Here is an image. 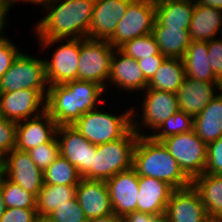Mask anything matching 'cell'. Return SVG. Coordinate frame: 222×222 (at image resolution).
<instances>
[{
  "label": "cell",
  "mask_w": 222,
  "mask_h": 222,
  "mask_svg": "<svg viewBox=\"0 0 222 222\" xmlns=\"http://www.w3.org/2000/svg\"><path fill=\"white\" fill-rule=\"evenodd\" d=\"M95 0H50L33 27L37 39L87 38Z\"/></svg>",
  "instance_id": "obj_1"
},
{
  "label": "cell",
  "mask_w": 222,
  "mask_h": 222,
  "mask_svg": "<svg viewBox=\"0 0 222 222\" xmlns=\"http://www.w3.org/2000/svg\"><path fill=\"white\" fill-rule=\"evenodd\" d=\"M106 89L92 81L74 80L51 85L46 98V111L56 124L73 125L83 114L105 103Z\"/></svg>",
  "instance_id": "obj_2"
},
{
  "label": "cell",
  "mask_w": 222,
  "mask_h": 222,
  "mask_svg": "<svg viewBox=\"0 0 222 222\" xmlns=\"http://www.w3.org/2000/svg\"><path fill=\"white\" fill-rule=\"evenodd\" d=\"M133 168L138 176L165 181L174 189L192 185V180L183 172L164 144L151 136H138L133 153Z\"/></svg>",
  "instance_id": "obj_3"
},
{
  "label": "cell",
  "mask_w": 222,
  "mask_h": 222,
  "mask_svg": "<svg viewBox=\"0 0 222 222\" xmlns=\"http://www.w3.org/2000/svg\"><path fill=\"white\" fill-rule=\"evenodd\" d=\"M132 106L118 115L100 107L83 114L72 126L93 145L122 138L132 128Z\"/></svg>",
  "instance_id": "obj_4"
},
{
  "label": "cell",
  "mask_w": 222,
  "mask_h": 222,
  "mask_svg": "<svg viewBox=\"0 0 222 222\" xmlns=\"http://www.w3.org/2000/svg\"><path fill=\"white\" fill-rule=\"evenodd\" d=\"M138 135L131 128L122 138L96 145L91 180H107L133 167V153Z\"/></svg>",
  "instance_id": "obj_5"
},
{
  "label": "cell",
  "mask_w": 222,
  "mask_h": 222,
  "mask_svg": "<svg viewBox=\"0 0 222 222\" xmlns=\"http://www.w3.org/2000/svg\"><path fill=\"white\" fill-rule=\"evenodd\" d=\"M49 86L44 59L21 51L1 77L0 93L34 89L46 99Z\"/></svg>",
  "instance_id": "obj_6"
},
{
  "label": "cell",
  "mask_w": 222,
  "mask_h": 222,
  "mask_svg": "<svg viewBox=\"0 0 222 222\" xmlns=\"http://www.w3.org/2000/svg\"><path fill=\"white\" fill-rule=\"evenodd\" d=\"M141 94H144V99L141 97L142 101H140L141 115L135 114L137 111H135V107H132V128L138 136H150L179 110L177 96L174 92L151 88H146ZM147 129L151 130L149 134L146 133Z\"/></svg>",
  "instance_id": "obj_7"
},
{
  "label": "cell",
  "mask_w": 222,
  "mask_h": 222,
  "mask_svg": "<svg viewBox=\"0 0 222 222\" xmlns=\"http://www.w3.org/2000/svg\"><path fill=\"white\" fill-rule=\"evenodd\" d=\"M39 41V42H38ZM59 41V42H58ZM64 41H66L64 43ZM40 51L58 46L52 53L51 59L45 61L48 84L58 85L77 80L78 60L80 55V38L71 39H38ZM62 44H61V43ZM42 48V49H41Z\"/></svg>",
  "instance_id": "obj_8"
},
{
  "label": "cell",
  "mask_w": 222,
  "mask_h": 222,
  "mask_svg": "<svg viewBox=\"0 0 222 222\" xmlns=\"http://www.w3.org/2000/svg\"><path fill=\"white\" fill-rule=\"evenodd\" d=\"M114 49L107 40L80 38L77 79L95 82L108 91Z\"/></svg>",
  "instance_id": "obj_9"
},
{
  "label": "cell",
  "mask_w": 222,
  "mask_h": 222,
  "mask_svg": "<svg viewBox=\"0 0 222 222\" xmlns=\"http://www.w3.org/2000/svg\"><path fill=\"white\" fill-rule=\"evenodd\" d=\"M161 142L191 180L204 173L207 144L194 130L167 137Z\"/></svg>",
  "instance_id": "obj_10"
},
{
  "label": "cell",
  "mask_w": 222,
  "mask_h": 222,
  "mask_svg": "<svg viewBox=\"0 0 222 222\" xmlns=\"http://www.w3.org/2000/svg\"><path fill=\"white\" fill-rule=\"evenodd\" d=\"M156 19L154 0H133L114 34L107 40L114 48L125 42L152 33Z\"/></svg>",
  "instance_id": "obj_11"
},
{
  "label": "cell",
  "mask_w": 222,
  "mask_h": 222,
  "mask_svg": "<svg viewBox=\"0 0 222 222\" xmlns=\"http://www.w3.org/2000/svg\"><path fill=\"white\" fill-rule=\"evenodd\" d=\"M56 138L60 155L77 168L82 178L91 180L96 145L90 143L72 125H59Z\"/></svg>",
  "instance_id": "obj_12"
},
{
  "label": "cell",
  "mask_w": 222,
  "mask_h": 222,
  "mask_svg": "<svg viewBox=\"0 0 222 222\" xmlns=\"http://www.w3.org/2000/svg\"><path fill=\"white\" fill-rule=\"evenodd\" d=\"M3 176L38 196L44 185L43 171L33 162L29 154L13 149L2 158Z\"/></svg>",
  "instance_id": "obj_13"
},
{
  "label": "cell",
  "mask_w": 222,
  "mask_h": 222,
  "mask_svg": "<svg viewBox=\"0 0 222 222\" xmlns=\"http://www.w3.org/2000/svg\"><path fill=\"white\" fill-rule=\"evenodd\" d=\"M46 110V99L34 89H20L0 93V114L5 119L19 122L33 118Z\"/></svg>",
  "instance_id": "obj_14"
},
{
  "label": "cell",
  "mask_w": 222,
  "mask_h": 222,
  "mask_svg": "<svg viewBox=\"0 0 222 222\" xmlns=\"http://www.w3.org/2000/svg\"><path fill=\"white\" fill-rule=\"evenodd\" d=\"M113 213L124 216L137 211L139 176L131 167L106 180Z\"/></svg>",
  "instance_id": "obj_15"
},
{
  "label": "cell",
  "mask_w": 222,
  "mask_h": 222,
  "mask_svg": "<svg viewBox=\"0 0 222 222\" xmlns=\"http://www.w3.org/2000/svg\"><path fill=\"white\" fill-rule=\"evenodd\" d=\"M165 215L169 222H205L208 219L200 194L192 185L172 191Z\"/></svg>",
  "instance_id": "obj_16"
},
{
  "label": "cell",
  "mask_w": 222,
  "mask_h": 222,
  "mask_svg": "<svg viewBox=\"0 0 222 222\" xmlns=\"http://www.w3.org/2000/svg\"><path fill=\"white\" fill-rule=\"evenodd\" d=\"M133 0H95L87 38L108 40Z\"/></svg>",
  "instance_id": "obj_17"
},
{
  "label": "cell",
  "mask_w": 222,
  "mask_h": 222,
  "mask_svg": "<svg viewBox=\"0 0 222 222\" xmlns=\"http://www.w3.org/2000/svg\"><path fill=\"white\" fill-rule=\"evenodd\" d=\"M57 127L46 110L36 117L17 122L15 149L27 152L49 142L56 135Z\"/></svg>",
  "instance_id": "obj_18"
},
{
  "label": "cell",
  "mask_w": 222,
  "mask_h": 222,
  "mask_svg": "<svg viewBox=\"0 0 222 222\" xmlns=\"http://www.w3.org/2000/svg\"><path fill=\"white\" fill-rule=\"evenodd\" d=\"M115 84L116 88H121L127 93H142L147 87L148 82L140 69L137 60L123 53L119 48L114 49L111 60L108 86Z\"/></svg>",
  "instance_id": "obj_19"
},
{
  "label": "cell",
  "mask_w": 222,
  "mask_h": 222,
  "mask_svg": "<svg viewBox=\"0 0 222 222\" xmlns=\"http://www.w3.org/2000/svg\"><path fill=\"white\" fill-rule=\"evenodd\" d=\"M219 92L220 82H202L186 76L176 92L178 108L194 118Z\"/></svg>",
  "instance_id": "obj_20"
},
{
  "label": "cell",
  "mask_w": 222,
  "mask_h": 222,
  "mask_svg": "<svg viewBox=\"0 0 222 222\" xmlns=\"http://www.w3.org/2000/svg\"><path fill=\"white\" fill-rule=\"evenodd\" d=\"M76 198L88 220L113 214L105 180L82 178L76 187Z\"/></svg>",
  "instance_id": "obj_21"
},
{
  "label": "cell",
  "mask_w": 222,
  "mask_h": 222,
  "mask_svg": "<svg viewBox=\"0 0 222 222\" xmlns=\"http://www.w3.org/2000/svg\"><path fill=\"white\" fill-rule=\"evenodd\" d=\"M173 190L165 181L139 176L137 211L151 215L165 214Z\"/></svg>",
  "instance_id": "obj_22"
},
{
  "label": "cell",
  "mask_w": 222,
  "mask_h": 222,
  "mask_svg": "<svg viewBox=\"0 0 222 222\" xmlns=\"http://www.w3.org/2000/svg\"><path fill=\"white\" fill-rule=\"evenodd\" d=\"M194 4V0H156L153 27L189 29Z\"/></svg>",
  "instance_id": "obj_23"
},
{
  "label": "cell",
  "mask_w": 222,
  "mask_h": 222,
  "mask_svg": "<svg viewBox=\"0 0 222 222\" xmlns=\"http://www.w3.org/2000/svg\"><path fill=\"white\" fill-rule=\"evenodd\" d=\"M188 31L192 41L208 42L219 34L222 36V10L195 1Z\"/></svg>",
  "instance_id": "obj_24"
},
{
  "label": "cell",
  "mask_w": 222,
  "mask_h": 222,
  "mask_svg": "<svg viewBox=\"0 0 222 222\" xmlns=\"http://www.w3.org/2000/svg\"><path fill=\"white\" fill-rule=\"evenodd\" d=\"M195 134L207 145L222 136V93L219 92L212 101L193 119Z\"/></svg>",
  "instance_id": "obj_25"
},
{
  "label": "cell",
  "mask_w": 222,
  "mask_h": 222,
  "mask_svg": "<svg viewBox=\"0 0 222 222\" xmlns=\"http://www.w3.org/2000/svg\"><path fill=\"white\" fill-rule=\"evenodd\" d=\"M182 60L188 78L202 82H221L210 66L207 42L191 41Z\"/></svg>",
  "instance_id": "obj_26"
},
{
  "label": "cell",
  "mask_w": 222,
  "mask_h": 222,
  "mask_svg": "<svg viewBox=\"0 0 222 222\" xmlns=\"http://www.w3.org/2000/svg\"><path fill=\"white\" fill-rule=\"evenodd\" d=\"M208 218L222 220V175L203 173L192 180Z\"/></svg>",
  "instance_id": "obj_27"
},
{
  "label": "cell",
  "mask_w": 222,
  "mask_h": 222,
  "mask_svg": "<svg viewBox=\"0 0 222 222\" xmlns=\"http://www.w3.org/2000/svg\"><path fill=\"white\" fill-rule=\"evenodd\" d=\"M152 35L166 58L182 59L192 41L188 29L175 27H153Z\"/></svg>",
  "instance_id": "obj_28"
},
{
  "label": "cell",
  "mask_w": 222,
  "mask_h": 222,
  "mask_svg": "<svg viewBox=\"0 0 222 222\" xmlns=\"http://www.w3.org/2000/svg\"><path fill=\"white\" fill-rule=\"evenodd\" d=\"M185 77L182 59L165 58L147 88L176 93Z\"/></svg>",
  "instance_id": "obj_29"
},
{
  "label": "cell",
  "mask_w": 222,
  "mask_h": 222,
  "mask_svg": "<svg viewBox=\"0 0 222 222\" xmlns=\"http://www.w3.org/2000/svg\"><path fill=\"white\" fill-rule=\"evenodd\" d=\"M77 186L47 185L39 191L36 209L39 218H47L56 208L76 198Z\"/></svg>",
  "instance_id": "obj_30"
},
{
  "label": "cell",
  "mask_w": 222,
  "mask_h": 222,
  "mask_svg": "<svg viewBox=\"0 0 222 222\" xmlns=\"http://www.w3.org/2000/svg\"><path fill=\"white\" fill-rule=\"evenodd\" d=\"M44 184L77 186L82 179L76 167L59 155L56 160L43 171Z\"/></svg>",
  "instance_id": "obj_31"
},
{
  "label": "cell",
  "mask_w": 222,
  "mask_h": 222,
  "mask_svg": "<svg viewBox=\"0 0 222 222\" xmlns=\"http://www.w3.org/2000/svg\"><path fill=\"white\" fill-rule=\"evenodd\" d=\"M0 189L6 208L36 209L37 197L3 175L0 178Z\"/></svg>",
  "instance_id": "obj_32"
},
{
  "label": "cell",
  "mask_w": 222,
  "mask_h": 222,
  "mask_svg": "<svg viewBox=\"0 0 222 222\" xmlns=\"http://www.w3.org/2000/svg\"><path fill=\"white\" fill-rule=\"evenodd\" d=\"M193 117L178 110L173 116H170L160 127H158L150 136L155 141H161L167 137L186 133L193 130Z\"/></svg>",
  "instance_id": "obj_33"
},
{
  "label": "cell",
  "mask_w": 222,
  "mask_h": 222,
  "mask_svg": "<svg viewBox=\"0 0 222 222\" xmlns=\"http://www.w3.org/2000/svg\"><path fill=\"white\" fill-rule=\"evenodd\" d=\"M119 49L135 60L162 55L152 33L127 41Z\"/></svg>",
  "instance_id": "obj_34"
},
{
  "label": "cell",
  "mask_w": 222,
  "mask_h": 222,
  "mask_svg": "<svg viewBox=\"0 0 222 222\" xmlns=\"http://www.w3.org/2000/svg\"><path fill=\"white\" fill-rule=\"evenodd\" d=\"M33 162L44 171L60 155L59 143L56 135L47 143L41 144L27 151Z\"/></svg>",
  "instance_id": "obj_35"
},
{
  "label": "cell",
  "mask_w": 222,
  "mask_h": 222,
  "mask_svg": "<svg viewBox=\"0 0 222 222\" xmlns=\"http://www.w3.org/2000/svg\"><path fill=\"white\" fill-rule=\"evenodd\" d=\"M50 222H87L82 208L79 206L77 198L69 200L67 203L56 208L47 218Z\"/></svg>",
  "instance_id": "obj_36"
},
{
  "label": "cell",
  "mask_w": 222,
  "mask_h": 222,
  "mask_svg": "<svg viewBox=\"0 0 222 222\" xmlns=\"http://www.w3.org/2000/svg\"><path fill=\"white\" fill-rule=\"evenodd\" d=\"M16 125L17 122L0 116V156L2 158L15 149Z\"/></svg>",
  "instance_id": "obj_37"
},
{
  "label": "cell",
  "mask_w": 222,
  "mask_h": 222,
  "mask_svg": "<svg viewBox=\"0 0 222 222\" xmlns=\"http://www.w3.org/2000/svg\"><path fill=\"white\" fill-rule=\"evenodd\" d=\"M204 173L222 175V136L207 145Z\"/></svg>",
  "instance_id": "obj_38"
},
{
  "label": "cell",
  "mask_w": 222,
  "mask_h": 222,
  "mask_svg": "<svg viewBox=\"0 0 222 222\" xmlns=\"http://www.w3.org/2000/svg\"><path fill=\"white\" fill-rule=\"evenodd\" d=\"M20 52L17 45L7 36L0 38V80Z\"/></svg>",
  "instance_id": "obj_39"
},
{
  "label": "cell",
  "mask_w": 222,
  "mask_h": 222,
  "mask_svg": "<svg viewBox=\"0 0 222 222\" xmlns=\"http://www.w3.org/2000/svg\"><path fill=\"white\" fill-rule=\"evenodd\" d=\"M208 58L214 74L222 80V36L207 42Z\"/></svg>",
  "instance_id": "obj_40"
},
{
  "label": "cell",
  "mask_w": 222,
  "mask_h": 222,
  "mask_svg": "<svg viewBox=\"0 0 222 222\" xmlns=\"http://www.w3.org/2000/svg\"><path fill=\"white\" fill-rule=\"evenodd\" d=\"M37 209L6 208L0 222H38Z\"/></svg>",
  "instance_id": "obj_41"
},
{
  "label": "cell",
  "mask_w": 222,
  "mask_h": 222,
  "mask_svg": "<svg viewBox=\"0 0 222 222\" xmlns=\"http://www.w3.org/2000/svg\"><path fill=\"white\" fill-rule=\"evenodd\" d=\"M166 57L164 55H153L137 60L140 69L143 71L146 81L149 83L159 69Z\"/></svg>",
  "instance_id": "obj_42"
},
{
  "label": "cell",
  "mask_w": 222,
  "mask_h": 222,
  "mask_svg": "<svg viewBox=\"0 0 222 222\" xmlns=\"http://www.w3.org/2000/svg\"><path fill=\"white\" fill-rule=\"evenodd\" d=\"M122 222H169L165 214L151 215L134 211L121 217Z\"/></svg>",
  "instance_id": "obj_43"
},
{
  "label": "cell",
  "mask_w": 222,
  "mask_h": 222,
  "mask_svg": "<svg viewBox=\"0 0 222 222\" xmlns=\"http://www.w3.org/2000/svg\"><path fill=\"white\" fill-rule=\"evenodd\" d=\"M10 8L7 0H0V38L4 37V29L8 25L7 15H9Z\"/></svg>",
  "instance_id": "obj_44"
},
{
  "label": "cell",
  "mask_w": 222,
  "mask_h": 222,
  "mask_svg": "<svg viewBox=\"0 0 222 222\" xmlns=\"http://www.w3.org/2000/svg\"><path fill=\"white\" fill-rule=\"evenodd\" d=\"M87 222H122V218L113 213L107 216L89 219Z\"/></svg>",
  "instance_id": "obj_45"
},
{
  "label": "cell",
  "mask_w": 222,
  "mask_h": 222,
  "mask_svg": "<svg viewBox=\"0 0 222 222\" xmlns=\"http://www.w3.org/2000/svg\"><path fill=\"white\" fill-rule=\"evenodd\" d=\"M50 0H7V3L9 5V8H12L15 4H19L21 2H24V3H29L30 4H36L39 5V6H44L47 2H49ZM19 2V3H18Z\"/></svg>",
  "instance_id": "obj_46"
},
{
  "label": "cell",
  "mask_w": 222,
  "mask_h": 222,
  "mask_svg": "<svg viewBox=\"0 0 222 222\" xmlns=\"http://www.w3.org/2000/svg\"><path fill=\"white\" fill-rule=\"evenodd\" d=\"M199 4L222 10V0H196Z\"/></svg>",
  "instance_id": "obj_47"
},
{
  "label": "cell",
  "mask_w": 222,
  "mask_h": 222,
  "mask_svg": "<svg viewBox=\"0 0 222 222\" xmlns=\"http://www.w3.org/2000/svg\"><path fill=\"white\" fill-rule=\"evenodd\" d=\"M6 210L5 203L3 201V196L0 189V218L3 216L4 212Z\"/></svg>",
  "instance_id": "obj_48"
},
{
  "label": "cell",
  "mask_w": 222,
  "mask_h": 222,
  "mask_svg": "<svg viewBox=\"0 0 222 222\" xmlns=\"http://www.w3.org/2000/svg\"><path fill=\"white\" fill-rule=\"evenodd\" d=\"M205 222H222L220 219H214V218H208L205 220Z\"/></svg>",
  "instance_id": "obj_49"
},
{
  "label": "cell",
  "mask_w": 222,
  "mask_h": 222,
  "mask_svg": "<svg viewBox=\"0 0 222 222\" xmlns=\"http://www.w3.org/2000/svg\"><path fill=\"white\" fill-rule=\"evenodd\" d=\"M3 175V168H2V157L0 156V178Z\"/></svg>",
  "instance_id": "obj_50"
},
{
  "label": "cell",
  "mask_w": 222,
  "mask_h": 222,
  "mask_svg": "<svg viewBox=\"0 0 222 222\" xmlns=\"http://www.w3.org/2000/svg\"><path fill=\"white\" fill-rule=\"evenodd\" d=\"M38 222H50V221H48L46 218H40V219L38 220Z\"/></svg>",
  "instance_id": "obj_51"
},
{
  "label": "cell",
  "mask_w": 222,
  "mask_h": 222,
  "mask_svg": "<svg viewBox=\"0 0 222 222\" xmlns=\"http://www.w3.org/2000/svg\"><path fill=\"white\" fill-rule=\"evenodd\" d=\"M220 92L222 93V80L220 82Z\"/></svg>",
  "instance_id": "obj_52"
}]
</instances>
